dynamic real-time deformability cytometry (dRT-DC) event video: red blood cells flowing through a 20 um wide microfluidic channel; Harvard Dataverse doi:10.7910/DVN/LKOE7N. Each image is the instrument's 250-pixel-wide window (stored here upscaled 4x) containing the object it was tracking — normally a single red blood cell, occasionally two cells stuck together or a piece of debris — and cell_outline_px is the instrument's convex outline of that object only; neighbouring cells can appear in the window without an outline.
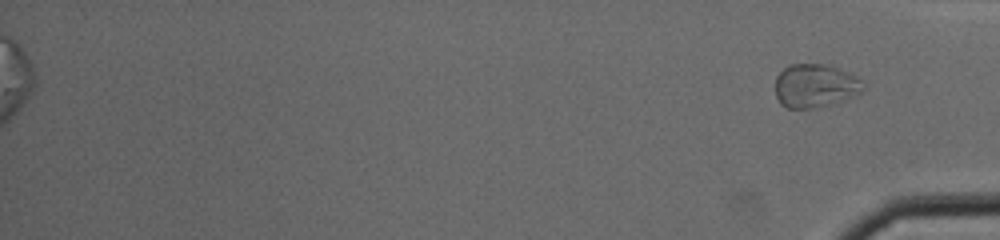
{"species": "common noctule bat (a hibernating species)", "species_latin": "Nyctalus noctula", "temperature_condition": "cold", "stored_images_in_passage": 47, "segment_of_instrument_passage": [2, 2], "camera_frame_rate_fps": 3000, "um_per_image_px": 0.085, "animal": {"sex": "male", "body_mass_g": 19.0, "forearm_length_mm": 50.8}, "frame": {"image": 1, "passage_image": 47, "time_ms": 15.333, "image_size_px": [1000, 240], "cell_outline_px": [[864, 88], [860, 92], [844, 100], [808, 108], [788, 108], [780, 104], [776, 96], [776, 76], [788, 64], [824, 64], [848, 72], [856, 76], [864, 84]], "centroid_in_image_um": [69.26, 7.27], "position_along_channel_um": 365.9, "area_um2": 21.96}}